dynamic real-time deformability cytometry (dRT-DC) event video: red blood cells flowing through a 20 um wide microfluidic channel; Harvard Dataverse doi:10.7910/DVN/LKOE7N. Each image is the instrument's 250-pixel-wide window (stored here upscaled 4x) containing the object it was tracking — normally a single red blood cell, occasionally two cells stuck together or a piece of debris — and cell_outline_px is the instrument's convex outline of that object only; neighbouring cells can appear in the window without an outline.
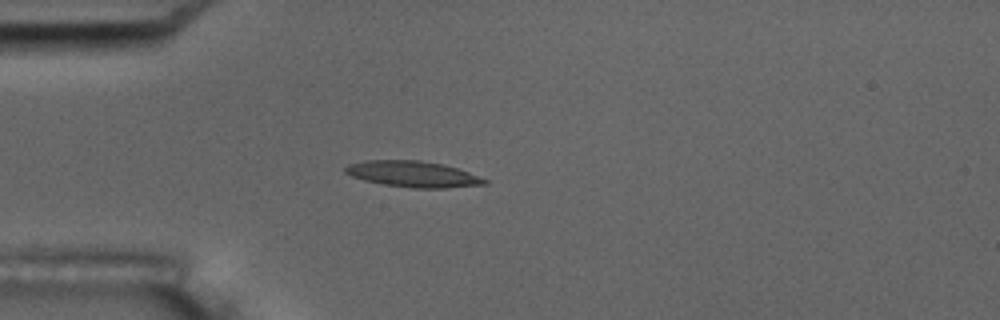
{"species": "common noctule bat (a hibernating species)", "species_latin": "Nyctalus noctula", "temperature_condition": "room temperature", "stored_images_in_passage": 5, "camera_frame_rate_fps": 3000, "um_per_image_px": 0.085, "animal": {"sex": "male", "body_mass_g": 17.5, "forearm_length_mm": 52.3}, "frame": {"image": 1, "passage_image": 5, "time_ms": 4.333, "image_size_px": [1000, 320], "cell_outline_px": [[488, 184], [444, 188], [412, 188], [384, 184], [364, 180], [352, 176], [344, 172], [344, 168], [348, 164], [364, 160], [420, 160], [444, 164], [468, 172], [488, 180]], "centroid_in_image_um": [35.09, 14.79], "position_along_channel_um": 49.9, "area_um2": 21.1}}